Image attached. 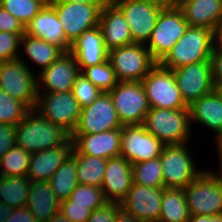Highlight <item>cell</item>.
<instances>
[{
    "mask_svg": "<svg viewBox=\"0 0 222 222\" xmlns=\"http://www.w3.org/2000/svg\"><path fill=\"white\" fill-rule=\"evenodd\" d=\"M222 93V85L217 88Z\"/></svg>",
    "mask_w": 222,
    "mask_h": 222,
    "instance_id": "57",
    "label": "cell"
},
{
    "mask_svg": "<svg viewBox=\"0 0 222 222\" xmlns=\"http://www.w3.org/2000/svg\"><path fill=\"white\" fill-rule=\"evenodd\" d=\"M2 179H3V176L0 174V189H1Z\"/></svg>",
    "mask_w": 222,
    "mask_h": 222,
    "instance_id": "56",
    "label": "cell"
},
{
    "mask_svg": "<svg viewBox=\"0 0 222 222\" xmlns=\"http://www.w3.org/2000/svg\"><path fill=\"white\" fill-rule=\"evenodd\" d=\"M215 140H216L215 144L217 143V147L216 148L218 149V151H217L218 153L217 154L219 155V163H220V164H218L220 169L217 170V172L219 171V173H217V174L222 176V135H220Z\"/></svg>",
    "mask_w": 222,
    "mask_h": 222,
    "instance_id": "51",
    "label": "cell"
},
{
    "mask_svg": "<svg viewBox=\"0 0 222 222\" xmlns=\"http://www.w3.org/2000/svg\"><path fill=\"white\" fill-rule=\"evenodd\" d=\"M46 4H49L51 0H43Z\"/></svg>",
    "mask_w": 222,
    "mask_h": 222,
    "instance_id": "58",
    "label": "cell"
},
{
    "mask_svg": "<svg viewBox=\"0 0 222 222\" xmlns=\"http://www.w3.org/2000/svg\"><path fill=\"white\" fill-rule=\"evenodd\" d=\"M188 108L191 127L196 121L214 131L215 139L222 135V93L217 88L193 101Z\"/></svg>",
    "mask_w": 222,
    "mask_h": 222,
    "instance_id": "24",
    "label": "cell"
},
{
    "mask_svg": "<svg viewBox=\"0 0 222 222\" xmlns=\"http://www.w3.org/2000/svg\"><path fill=\"white\" fill-rule=\"evenodd\" d=\"M47 222H71L67 219L61 212H58L56 215L52 216Z\"/></svg>",
    "mask_w": 222,
    "mask_h": 222,
    "instance_id": "52",
    "label": "cell"
},
{
    "mask_svg": "<svg viewBox=\"0 0 222 222\" xmlns=\"http://www.w3.org/2000/svg\"><path fill=\"white\" fill-rule=\"evenodd\" d=\"M190 216L222 214V176L204 170L183 188Z\"/></svg>",
    "mask_w": 222,
    "mask_h": 222,
    "instance_id": "4",
    "label": "cell"
},
{
    "mask_svg": "<svg viewBox=\"0 0 222 222\" xmlns=\"http://www.w3.org/2000/svg\"><path fill=\"white\" fill-rule=\"evenodd\" d=\"M71 155L76 160L78 183L101 188L107 159L78 154L74 149Z\"/></svg>",
    "mask_w": 222,
    "mask_h": 222,
    "instance_id": "30",
    "label": "cell"
},
{
    "mask_svg": "<svg viewBox=\"0 0 222 222\" xmlns=\"http://www.w3.org/2000/svg\"><path fill=\"white\" fill-rule=\"evenodd\" d=\"M52 191L60 200L70 198L71 192L79 184L77 179L76 160L70 155L49 179Z\"/></svg>",
    "mask_w": 222,
    "mask_h": 222,
    "instance_id": "31",
    "label": "cell"
},
{
    "mask_svg": "<svg viewBox=\"0 0 222 222\" xmlns=\"http://www.w3.org/2000/svg\"><path fill=\"white\" fill-rule=\"evenodd\" d=\"M164 187L152 188L133 183L120 207L140 222H157L161 211Z\"/></svg>",
    "mask_w": 222,
    "mask_h": 222,
    "instance_id": "17",
    "label": "cell"
},
{
    "mask_svg": "<svg viewBox=\"0 0 222 222\" xmlns=\"http://www.w3.org/2000/svg\"><path fill=\"white\" fill-rule=\"evenodd\" d=\"M13 208L0 202V222H6Z\"/></svg>",
    "mask_w": 222,
    "mask_h": 222,
    "instance_id": "50",
    "label": "cell"
},
{
    "mask_svg": "<svg viewBox=\"0 0 222 222\" xmlns=\"http://www.w3.org/2000/svg\"><path fill=\"white\" fill-rule=\"evenodd\" d=\"M58 16L67 40L73 42L90 28L99 25L105 3H79L51 0L49 3Z\"/></svg>",
    "mask_w": 222,
    "mask_h": 222,
    "instance_id": "9",
    "label": "cell"
},
{
    "mask_svg": "<svg viewBox=\"0 0 222 222\" xmlns=\"http://www.w3.org/2000/svg\"><path fill=\"white\" fill-rule=\"evenodd\" d=\"M71 139L78 154L105 159L120 156L121 128L95 134H72Z\"/></svg>",
    "mask_w": 222,
    "mask_h": 222,
    "instance_id": "19",
    "label": "cell"
},
{
    "mask_svg": "<svg viewBox=\"0 0 222 222\" xmlns=\"http://www.w3.org/2000/svg\"><path fill=\"white\" fill-rule=\"evenodd\" d=\"M150 108H188L181 96L172 70L157 63L141 81Z\"/></svg>",
    "mask_w": 222,
    "mask_h": 222,
    "instance_id": "10",
    "label": "cell"
},
{
    "mask_svg": "<svg viewBox=\"0 0 222 222\" xmlns=\"http://www.w3.org/2000/svg\"><path fill=\"white\" fill-rule=\"evenodd\" d=\"M30 158V153L14 145L0 159V174L8 177L26 176L29 169Z\"/></svg>",
    "mask_w": 222,
    "mask_h": 222,
    "instance_id": "34",
    "label": "cell"
},
{
    "mask_svg": "<svg viewBox=\"0 0 222 222\" xmlns=\"http://www.w3.org/2000/svg\"><path fill=\"white\" fill-rule=\"evenodd\" d=\"M114 222H140L130 213L120 208L115 216Z\"/></svg>",
    "mask_w": 222,
    "mask_h": 222,
    "instance_id": "49",
    "label": "cell"
},
{
    "mask_svg": "<svg viewBox=\"0 0 222 222\" xmlns=\"http://www.w3.org/2000/svg\"><path fill=\"white\" fill-rule=\"evenodd\" d=\"M59 212L71 222H86L92 211L88 206L73 205V201L66 199L60 202Z\"/></svg>",
    "mask_w": 222,
    "mask_h": 222,
    "instance_id": "41",
    "label": "cell"
},
{
    "mask_svg": "<svg viewBox=\"0 0 222 222\" xmlns=\"http://www.w3.org/2000/svg\"><path fill=\"white\" fill-rule=\"evenodd\" d=\"M21 55L17 60L0 62V88L31 110L38 101L37 75Z\"/></svg>",
    "mask_w": 222,
    "mask_h": 222,
    "instance_id": "5",
    "label": "cell"
},
{
    "mask_svg": "<svg viewBox=\"0 0 222 222\" xmlns=\"http://www.w3.org/2000/svg\"><path fill=\"white\" fill-rule=\"evenodd\" d=\"M124 15L134 43L146 44L164 8L144 0H110Z\"/></svg>",
    "mask_w": 222,
    "mask_h": 222,
    "instance_id": "13",
    "label": "cell"
},
{
    "mask_svg": "<svg viewBox=\"0 0 222 222\" xmlns=\"http://www.w3.org/2000/svg\"><path fill=\"white\" fill-rule=\"evenodd\" d=\"M23 35L0 31V62L17 60L20 57V39Z\"/></svg>",
    "mask_w": 222,
    "mask_h": 222,
    "instance_id": "40",
    "label": "cell"
},
{
    "mask_svg": "<svg viewBox=\"0 0 222 222\" xmlns=\"http://www.w3.org/2000/svg\"><path fill=\"white\" fill-rule=\"evenodd\" d=\"M108 61L119 82H141L158 63L146 45L142 43H133L109 50Z\"/></svg>",
    "mask_w": 222,
    "mask_h": 222,
    "instance_id": "6",
    "label": "cell"
},
{
    "mask_svg": "<svg viewBox=\"0 0 222 222\" xmlns=\"http://www.w3.org/2000/svg\"><path fill=\"white\" fill-rule=\"evenodd\" d=\"M80 73L73 54L65 52L47 68L40 71V74H37L38 92L71 91L74 80Z\"/></svg>",
    "mask_w": 222,
    "mask_h": 222,
    "instance_id": "18",
    "label": "cell"
},
{
    "mask_svg": "<svg viewBox=\"0 0 222 222\" xmlns=\"http://www.w3.org/2000/svg\"><path fill=\"white\" fill-rule=\"evenodd\" d=\"M64 2H72V3H106L108 0H59Z\"/></svg>",
    "mask_w": 222,
    "mask_h": 222,
    "instance_id": "53",
    "label": "cell"
},
{
    "mask_svg": "<svg viewBox=\"0 0 222 222\" xmlns=\"http://www.w3.org/2000/svg\"><path fill=\"white\" fill-rule=\"evenodd\" d=\"M20 45L33 65L41 68V71L56 61L65 52L54 44H50L40 38L24 34L20 39Z\"/></svg>",
    "mask_w": 222,
    "mask_h": 222,
    "instance_id": "28",
    "label": "cell"
},
{
    "mask_svg": "<svg viewBox=\"0 0 222 222\" xmlns=\"http://www.w3.org/2000/svg\"><path fill=\"white\" fill-rule=\"evenodd\" d=\"M210 61L213 83L218 88L222 85V54L212 53Z\"/></svg>",
    "mask_w": 222,
    "mask_h": 222,
    "instance_id": "45",
    "label": "cell"
},
{
    "mask_svg": "<svg viewBox=\"0 0 222 222\" xmlns=\"http://www.w3.org/2000/svg\"><path fill=\"white\" fill-rule=\"evenodd\" d=\"M178 7H166L158 15L150 39L145 44L152 57L159 63L188 29Z\"/></svg>",
    "mask_w": 222,
    "mask_h": 222,
    "instance_id": "7",
    "label": "cell"
},
{
    "mask_svg": "<svg viewBox=\"0 0 222 222\" xmlns=\"http://www.w3.org/2000/svg\"><path fill=\"white\" fill-rule=\"evenodd\" d=\"M60 202L49 181H31L26 207L37 222H47L56 215L60 209Z\"/></svg>",
    "mask_w": 222,
    "mask_h": 222,
    "instance_id": "27",
    "label": "cell"
},
{
    "mask_svg": "<svg viewBox=\"0 0 222 222\" xmlns=\"http://www.w3.org/2000/svg\"><path fill=\"white\" fill-rule=\"evenodd\" d=\"M35 109L48 121L62 127L70 135L75 130L81 115V107L71 91L38 92Z\"/></svg>",
    "mask_w": 222,
    "mask_h": 222,
    "instance_id": "12",
    "label": "cell"
},
{
    "mask_svg": "<svg viewBox=\"0 0 222 222\" xmlns=\"http://www.w3.org/2000/svg\"><path fill=\"white\" fill-rule=\"evenodd\" d=\"M165 144L147 132L143 124L121 128V152L132 164L160 157Z\"/></svg>",
    "mask_w": 222,
    "mask_h": 222,
    "instance_id": "14",
    "label": "cell"
},
{
    "mask_svg": "<svg viewBox=\"0 0 222 222\" xmlns=\"http://www.w3.org/2000/svg\"><path fill=\"white\" fill-rule=\"evenodd\" d=\"M16 126L0 123V159L16 145Z\"/></svg>",
    "mask_w": 222,
    "mask_h": 222,
    "instance_id": "44",
    "label": "cell"
},
{
    "mask_svg": "<svg viewBox=\"0 0 222 222\" xmlns=\"http://www.w3.org/2000/svg\"><path fill=\"white\" fill-rule=\"evenodd\" d=\"M71 93L80 107L91 105L102 93L88 78L80 73L74 80Z\"/></svg>",
    "mask_w": 222,
    "mask_h": 222,
    "instance_id": "39",
    "label": "cell"
},
{
    "mask_svg": "<svg viewBox=\"0 0 222 222\" xmlns=\"http://www.w3.org/2000/svg\"><path fill=\"white\" fill-rule=\"evenodd\" d=\"M69 200L73 201V205L88 206L91 211L109 202L101 188L84 184L75 187Z\"/></svg>",
    "mask_w": 222,
    "mask_h": 222,
    "instance_id": "38",
    "label": "cell"
},
{
    "mask_svg": "<svg viewBox=\"0 0 222 222\" xmlns=\"http://www.w3.org/2000/svg\"><path fill=\"white\" fill-rule=\"evenodd\" d=\"M172 71L188 106L216 88L212 79L211 61L189 64Z\"/></svg>",
    "mask_w": 222,
    "mask_h": 222,
    "instance_id": "16",
    "label": "cell"
},
{
    "mask_svg": "<svg viewBox=\"0 0 222 222\" xmlns=\"http://www.w3.org/2000/svg\"><path fill=\"white\" fill-rule=\"evenodd\" d=\"M6 222H37L29 209L25 207L14 208Z\"/></svg>",
    "mask_w": 222,
    "mask_h": 222,
    "instance_id": "46",
    "label": "cell"
},
{
    "mask_svg": "<svg viewBox=\"0 0 222 222\" xmlns=\"http://www.w3.org/2000/svg\"><path fill=\"white\" fill-rule=\"evenodd\" d=\"M31 181L27 176H3L0 202L14 208L26 206Z\"/></svg>",
    "mask_w": 222,
    "mask_h": 222,
    "instance_id": "32",
    "label": "cell"
},
{
    "mask_svg": "<svg viewBox=\"0 0 222 222\" xmlns=\"http://www.w3.org/2000/svg\"><path fill=\"white\" fill-rule=\"evenodd\" d=\"M190 218L183 188H165L158 222H188Z\"/></svg>",
    "mask_w": 222,
    "mask_h": 222,
    "instance_id": "29",
    "label": "cell"
},
{
    "mask_svg": "<svg viewBox=\"0 0 222 222\" xmlns=\"http://www.w3.org/2000/svg\"><path fill=\"white\" fill-rule=\"evenodd\" d=\"M109 95L122 126L144 123L150 106L141 82H118Z\"/></svg>",
    "mask_w": 222,
    "mask_h": 222,
    "instance_id": "11",
    "label": "cell"
},
{
    "mask_svg": "<svg viewBox=\"0 0 222 222\" xmlns=\"http://www.w3.org/2000/svg\"><path fill=\"white\" fill-rule=\"evenodd\" d=\"M98 26L108 50L134 43L124 15L110 0L102 7Z\"/></svg>",
    "mask_w": 222,
    "mask_h": 222,
    "instance_id": "22",
    "label": "cell"
},
{
    "mask_svg": "<svg viewBox=\"0 0 222 222\" xmlns=\"http://www.w3.org/2000/svg\"><path fill=\"white\" fill-rule=\"evenodd\" d=\"M120 208V203L118 202H107L105 205L92 211L86 222H114Z\"/></svg>",
    "mask_w": 222,
    "mask_h": 222,
    "instance_id": "42",
    "label": "cell"
},
{
    "mask_svg": "<svg viewBox=\"0 0 222 222\" xmlns=\"http://www.w3.org/2000/svg\"><path fill=\"white\" fill-rule=\"evenodd\" d=\"M80 71L102 92L111 91L119 82L108 60L99 65L80 68Z\"/></svg>",
    "mask_w": 222,
    "mask_h": 222,
    "instance_id": "36",
    "label": "cell"
},
{
    "mask_svg": "<svg viewBox=\"0 0 222 222\" xmlns=\"http://www.w3.org/2000/svg\"><path fill=\"white\" fill-rule=\"evenodd\" d=\"M29 111L24 103L0 88V123L16 126Z\"/></svg>",
    "mask_w": 222,
    "mask_h": 222,
    "instance_id": "37",
    "label": "cell"
},
{
    "mask_svg": "<svg viewBox=\"0 0 222 222\" xmlns=\"http://www.w3.org/2000/svg\"><path fill=\"white\" fill-rule=\"evenodd\" d=\"M213 52L212 30L205 27H188L170 52L159 62L166 69L210 61Z\"/></svg>",
    "mask_w": 222,
    "mask_h": 222,
    "instance_id": "2",
    "label": "cell"
},
{
    "mask_svg": "<svg viewBox=\"0 0 222 222\" xmlns=\"http://www.w3.org/2000/svg\"><path fill=\"white\" fill-rule=\"evenodd\" d=\"M108 49L99 26L85 30L71 45L70 52L79 68L99 65L108 60Z\"/></svg>",
    "mask_w": 222,
    "mask_h": 222,
    "instance_id": "23",
    "label": "cell"
},
{
    "mask_svg": "<svg viewBox=\"0 0 222 222\" xmlns=\"http://www.w3.org/2000/svg\"><path fill=\"white\" fill-rule=\"evenodd\" d=\"M73 142L31 154L27 177L30 181H49L54 172L71 155Z\"/></svg>",
    "mask_w": 222,
    "mask_h": 222,
    "instance_id": "25",
    "label": "cell"
},
{
    "mask_svg": "<svg viewBox=\"0 0 222 222\" xmlns=\"http://www.w3.org/2000/svg\"><path fill=\"white\" fill-rule=\"evenodd\" d=\"M213 52L222 54V21H220L212 30Z\"/></svg>",
    "mask_w": 222,
    "mask_h": 222,
    "instance_id": "47",
    "label": "cell"
},
{
    "mask_svg": "<svg viewBox=\"0 0 222 222\" xmlns=\"http://www.w3.org/2000/svg\"><path fill=\"white\" fill-rule=\"evenodd\" d=\"M25 33L54 44L64 52H70L71 50L72 44L67 40L55 9L50 4H46L27 24Z\"/></svg>",
    "mask_w": 222,
    "mask_h": 222,
    "instance_id": "21",
    "label": "cell"
},
{
    "mask_svg": "<svg viewBox=\"0 0 222 222\" xmlns=\"http://www.w3.org/2000/svg\"><path fill=\"white\" fill-rule=\"evenodd\" d=\"M143 125L165 145L189 143L192 136L189 108H150Z\"/></svg>",
    "mask_w": 222,
    "mask_h": 222,
    "instance_id": "3",
    "label": "cell"
},
{
    "mask_svg": "<svg viewBox=\"0 0 222 222\" xmlns=\"http://www.w3.org/2000/svg\"><path fill=\"white\" fill-rule=\"evenodd\" d=\"M187 0H171V7H178Z\"/></svg>",
    "mask_w": 222,
    "mask_h": 222,
    "instance_id": "55",
    "label": "cell"
},
{
    "mask_svg": "<svg viewBox=\"0 0 222 222\" xmlns=\"http://www.w3.org/2000/svg\"><path fill=\"white\" fill-rule=\"evenodd\" d=\"M187 145L184 143L163 147L160 161L165 188H185L204 171L195 166Z\"/></svg>",
    "mask_w": 222,
    "mask_h": 222,
    "instance_id": "8",
    "label": "cell"
},
{
    "mask_svg": "<svg viewBox=\"0 0 222 222\" xmlns=\"http://www.w3.org/2000/svg\"><path fill=\"white\" fill-rule=\"evenodd\" d=\"M133 183L152 188L164 187L160 157L132 164Z\"/></svg>",
    "mask_w": 222,
    "mask_h": 222,
    "instance_id": "33",
    "label": "cell"
},
{
    "mask_svg": "<svg viewBox=\"0 0 222 222\" xmlns=\"http://www.w3.org/2000/svg\"><path fill=\"white\" fill-rule=\"evenodd\" d=\"M178 8L189 27L213 30L222 21V0H187Z\"/></svg>",
    "mask_w": 222,
    "mask_h": 222,
    "instance_id": "26",
    "label": "cell"
},
{
    "mask_svg": "<svg viewBox=\"0 0 222 222\" xmlns=\"http://www.w3.org/2000/svg\"><path fill=\"white\" fill-rule=\"evenodd\" d=\"M15 138L17 146L32 154L63 145L71 135L31 109L16 125Z\"/></svg>",
    "mask_w": 222,
    "mask_h": 222,
    "instance_id": "1",
    "label": "cell"
},
{
    "mask_svg": "<svg viewBox=\"0 0 222 222\" xmlns=\"http://www.w3.org/2000/svg\"><path fill=\"white\" fill-rule=\"evenodd\" d=\"M144 1L158 4L164 8L171 7V0H144Z\"/></svg>",
    "mask_w": 222,
    "mask_h": 222,
    "instance_id": "54",
    "label": "cell"
},
{
    "mask_svg": "<svg viewBox=\"0 0 222 222\" xmlns=\"http://www.w3.org/2000/svg\"><path fill=\"white\" fill-rule=\"evenodd\" d=\"M188 222H222V214L206 216V215H197L190 216Z\"/></svg>",
    "mask_w": 222,
    "mask_h": 222,
    "instance_id": "48",
    "label": "cell"
},
{
    "mask_svg": "<svg viewBox=\"0 0 222 222\" xmlns=\"http://www.w3.org/2000/svg\"><path fill=\"white\" fill-rule=\"evenodd\" d=\"M0 31L12 34H25L23 24L0 6Z\"/></svg>",
    "mask_w": 222,
    "mask_h": 222,
    "instance_id": "43",
    "label": "cell"
},
{
    "mask_svg": "<svg viewBox=\"0 0 222 222\" xmlns=\"http://www.w3.org/2000/svg\"><path fill=\"white\" fill-rule=\"evenodd\" d=\"M122 128L109 92L101 95L91 104L81 108V115L72 134H95Z\"/></svg>",
    "mask_w": 222,
    "mask_h": 222,
    "instance_id": "15",
    "label": "cell"
},
{
    "mask_svg": "<svg viewBox=\"0 0 222 222\" xmlns=\"http://www.w3.org/2000/svg\"><path fill=\"white\" fill-rule=\"evenodd\" d=\"M45 5L43 0H0V6L18 19L24 27Z\"/></svg>",
    "mask_w": 222,
    "mask_h": 222,
    "instance_id": "35",
    "label": "cell"
},
{
    "mask_svg": "<svg viewBox=\"0 0 222 222\" xmlns=\"http://www.w3.org/2000/svg\"><path fill=\"white\" fill-rule=\"evenodd\" d=\"M133 184L132 163L122 156L107 159L101 189L109 202H120Z\"/></svg>",
    "mask_w": 222,
    "mask_h": 222,
    "instance_id": "20",
    "label": "cell"
}]
</instances>
